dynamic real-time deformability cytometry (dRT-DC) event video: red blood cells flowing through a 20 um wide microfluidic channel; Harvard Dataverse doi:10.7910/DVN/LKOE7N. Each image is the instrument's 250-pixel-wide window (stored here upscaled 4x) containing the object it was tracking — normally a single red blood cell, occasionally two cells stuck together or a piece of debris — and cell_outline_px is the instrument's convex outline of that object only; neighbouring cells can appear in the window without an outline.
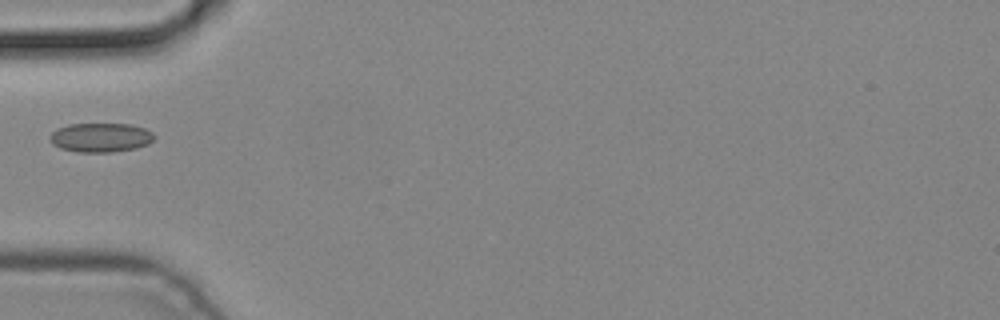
{"species": "common noctule bat (a hibernating species)", "species_latin": "Nyctalus noctula", "temperature_condition": "cold", "stored_images_in_passage": 4, "camera_frame_rate_fps": 3000, "um_per_image_px": 0.085, "animal": {"sex": "male", "body_mass_g": 19.2, "forearm_length_mm": 51.8}, "frame": {"image": 1, "passage_image": 3, "time_ms": 0.667, "image_size_px": [1000, 320], "cell_outline_px": [[156, 136], [148, 144], [136, 148], [112, 152], [76, 152], [60, 148], [52, 144], [48, 140], [52, 132], [56, 128], [68, 124], [132, 124], [144, 128], [152, 132]], "centroid_in_image_um": [8.53, 11.69], "position_along_channel_um": 76.5, "area_um2": 17.92}}
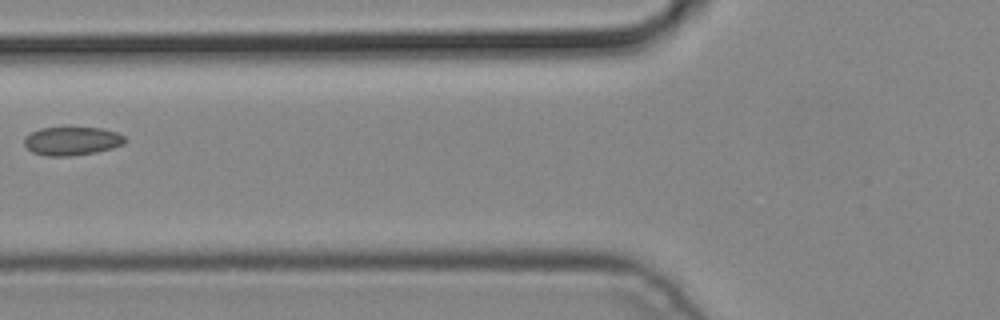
{"frame": {"image": 2, "passage_image": 4, "time_ms": 1.0, "image_size_px": [1000, 320], "cell_outline_px": [[128, 140], [124, 144], [112, 148], [96, 152], [72, 156], [44, 156], [32, 152], [24, 144], [24, 136], [40, 128], [100, 128], [116, 132], [124, 136]], "centroid_in_image_um": [6.11, 12.0], "position_along_channel_um": 119.7, "area_um2": 16.76}}